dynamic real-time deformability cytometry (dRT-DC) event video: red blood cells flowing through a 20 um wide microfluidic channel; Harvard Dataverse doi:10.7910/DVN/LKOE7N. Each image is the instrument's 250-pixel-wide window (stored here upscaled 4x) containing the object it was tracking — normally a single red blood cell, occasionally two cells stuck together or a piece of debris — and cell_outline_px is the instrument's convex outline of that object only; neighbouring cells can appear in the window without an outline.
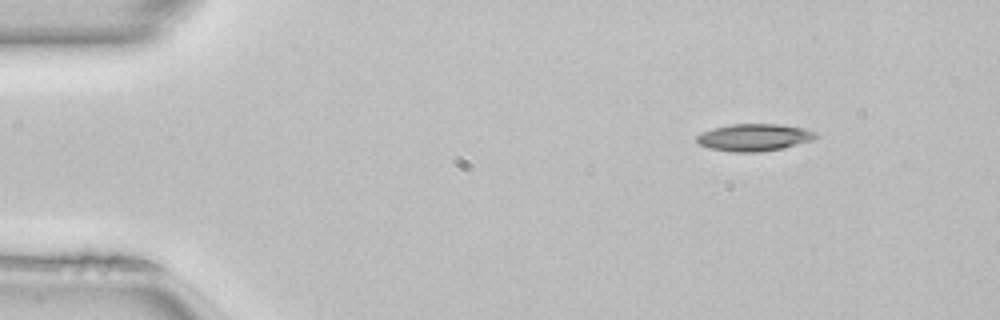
{"species": "common noctule bat (a hibernating species)", "species_latin": "Nyctalus noctula", "temperature_condition": "room temperature", "stored_images_in_passage": 44, "camera_frame_rate_fps": 3000, "um_per_image_px": 0.085, "animal": {"sex": "female", "body_mass_g": 22.7, "forearm_length_mm": 54.2}, "frame": {"image": 1, "passage_image": 1, "time_ms": 0.0, "image_size_px": [1000, 320], "cell_outline_px": [[820, 136], [812, 140], [784, 148], [756, 152], [732, 152], [708, 148], [700, 144], [696, 140], [696, 136], [712, 128], [732, 124], [780, 124], [804, 128], [816, 132]], "centroid_in_image_um": [64.13, 11.68], "position_along_channel_um": 20.9, "area_um2": 18.9}}
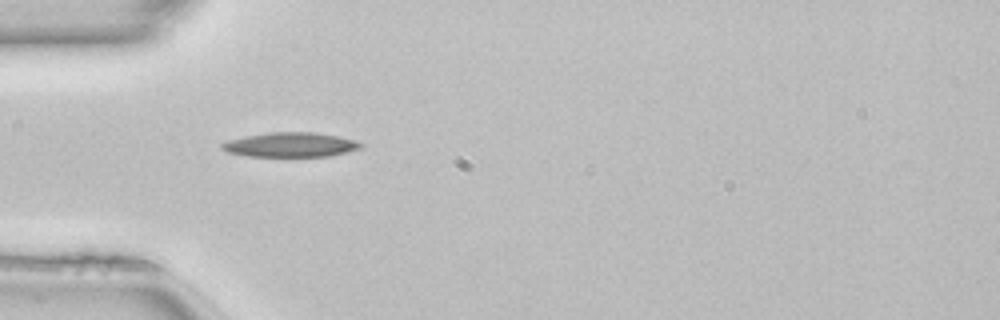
{"frame": {"image": 2, "passage_image": 10, "time_ms": 3.0, "image_size_px": [1000, 320], "cell_outline_px": [[364, 144], [360, 148], [348, 152], [332, 156], [248, 156], [228, 152], [220, 148], [220, 144], [228, 140], [244, 136], [272, 132], [312, 132], [336, 136], [356, 140]], "centroid_in_image_um": [24.69, 12.3], "position_along_channel_um": 60.3, "area_um2": 19.83}}
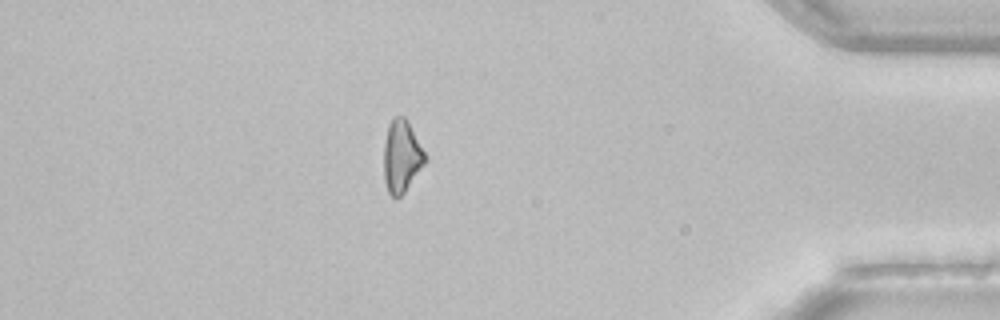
{"frame": {"image": 3, "passage_image": 38, "time_ms": 12.333, "image_size_px": [1000, 320], "cell_outline_px": [[428, 160], [404, 192], [400, 196], [392, 196], [388, 192], [384, 180], [384, 144], [388, 124], [392, 116], [404, 116], [408, 120]], "centroid_in_image_um": [34.13, 13.25], "position_along_channel_um": 401.1, "area_um2": 17.4}}